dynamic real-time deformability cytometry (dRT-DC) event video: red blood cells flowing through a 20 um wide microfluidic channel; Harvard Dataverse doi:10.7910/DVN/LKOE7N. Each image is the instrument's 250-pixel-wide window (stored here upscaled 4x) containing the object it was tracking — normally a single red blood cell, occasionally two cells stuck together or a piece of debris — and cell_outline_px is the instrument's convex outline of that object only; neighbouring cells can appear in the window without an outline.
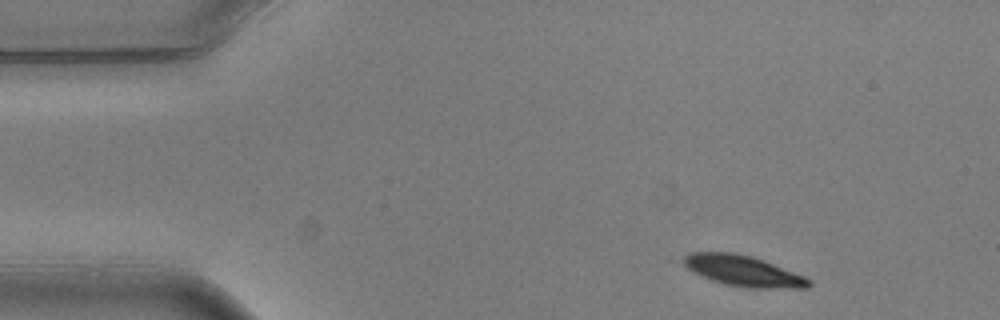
{"species": "common noctule bat (a hibernating species)", "species_latin": "Nyctalus noctula", "temperature_condition": "warm", "stored_images_in_passage": 4, "camera_frame_rate_fps": 3000, "um_per_image_px": 0.085, "animal": {"sex": "male", "body_mass_g": 20.5, "forearm_length_mm": 52.5}, "frame": {"image": 1, "passage_image": 1, "time_ms": 0.0, "image_size_px": [1000, 320], "cell_outline_px": [[812, 284], [808, 288], [748, 288], [724, 284], [712, 280], [692, 272], [676, 260], [688, 252], [736, 252], [752, 256], [764, 260], [804, 276], [812, 280]], "centroid_in_image_um": [63.09, 23.01], "position_along_channel_um": 21.9, "area_um2": 22.95}}